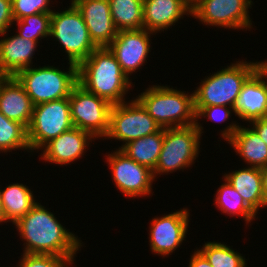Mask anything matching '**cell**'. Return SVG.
Listing matches in <instances>:
<instances>
[{
    "label": "cell",
    "instance_id": "cell-1",
    "mask_svg": "<svg viewBox=\"0 0 267 267\" xmlns=\"http://www.w3.org/2000/svg\"><path fill=\"white\" fill-rule=\"evenodd\" d=\"M48 208L37 202L32 209L15 224L21 241L23 253L51 254L64 258H76L81 251L82 240L63 227Z\"/></svg>",
    "mask_w": 267,
    "mask_h": 267
},
{
    "label": "cell",
    "instance_id": "cell-2",
    "mask_svg": "<svg viewBox=\"0 0 267 267\" xmlns=\"http://www.w3.org/2000/svg\"><path fill=\"white\" fill-rule=\"evenodd\" d=\"M78 84L112 105L125 102L133 82L108 47L95 49L78 66Z\"/></svg>",
    "mask_w": 267,
    "mask_h": 267
},
{
    "label": "cell",
    "instance_id": "cell-3",
    "mask_svg": "<svg viewBox=\"0 0 267 267\" xmlns=\"http://www.w3.org/2000/svg\"><path fill=\"white\" fill-rule=\"evenodd\" d=\"M176 88V89H175ZM168 85H151L136 99L161 128L184 127L196 124L194 93L177 90Z\"/></svg>",
    "mask_w": 267,
    "mask_h": 267
},
{
    "label": "cell",
    "instance_id": "cell-4",
    "mask_svg": "<svg viewBox=\"0 0 267 267\" xmlns=\"http://www.w3.org/2000/svg\"><path fill=\"white\" fill-rule=\"evenodd\" d=\"M257 68L258 61L241 60L206 76L193 92L195 112L213 105L234 108L242 85Z\"/></svg>",
    "mask_w": 267,
    "mask_h": 267
},
{
    "label": "cell",
    "instance_id": "cell-5",
    "mask_svg": "<svg viewBox=\"0 0 267 267\" xmlns=\"http://www.w3.org/2000/svg\"><path fill=\"white\" fill-rule=\"evenodd\" d=\"M68 70L59 67L35 65L20 70L15 77L22 84L34 106L70 96L78 84V67L67 63Z\"/></svg>",
    "mask_w": 267,
    "mask_h": 267
},
{
    "label": "cell",
    "instance_id": "cell-6",
    "mask_svg": "<svg viewBox=\"0 0 267 267\" xmlns=\"http://www.w3.org/2000/svg\"><path fill=\"white\" fill-rule=\"evenodd\" d=\"M203 130L200 121L190 126L164 128L162 149L153 170L154 178L191 167L199 157Z\"/></svg>",
    "mask_w": 267,
    "mask_h": 267
},
{
    "label": "cell",
    "instance_id": "cell-7",
    "mask_svg": "<svg viewBox=\"0 0 267 267\" xmlns=\"http://www.w3.org/2000/svg\"><path fill=\"white\" fill-rule=\"evenodd\" d=\"M50 37L61 44L68 61L77 66L98 48L90 37L81 13L72 3L63 11L53 10Z\"/></svg>",
    "mask_w": 267,
    "mask_h": 267
},
{
    "label": "cell",
    "instance_id": "cell-8",
    "mask_svg": "<svg viewBox=\"0 0 267 267\" xmlns=\"http://www.w3.org/2000/svg\"><path fill=\"white\" fill-rule=\"evenodd\" d=\"M73 127L69 97L34 106L27 128L31 152L38 153L48 142Z\"/></svg>",
    "mask_w": 267,
    "mask_h": 267
},
{
    "label": "cell",
    "instance_id": "cell-9",
    "mask_svg": "<svg viewBox=\"0 0 267 267\" xmlns=\"http://www.w3.org/2000/svg\"><path fill=\"white\" fill-rule=\"evenodd\" d=\"M161 126L147 113L143 105L133 97L128 102L112 105L109 129L105 139L122 141L121 149L128 142L158 132Z\"/></svg>",
    "mask_w": 267,
    "mask_h": 267
},
{
    "label": "cell",
    "instance_id": "cell-10",
    "mask_svg": "<svg viewBox=\"0 0 267 267\" xmlns=\"http://www.w3.org/2000/svg\"><path fill=\"white\" fill-rule=\"evenodd\" d=\"M73 126L89 132L95 139L106 136L112 104L77 84L69 96Z\"/></svg>",
    "mask_w": 267,
    "mask_h": 267
},
{
    "label": "cell",
    "instance_id": "cell-11",
    "mask_svg": "<svg viewBox=\"0 0 267 267\" xmlns=\"http://www.w3.org/2000/svg\"><path fill=\"white\" fill-rule=\"evenodd\" d=\"M253 4L252 0H198L192 7L191 17L207 27L250 31L253 22L249 9Z\"/></svg>",
    "mask_w": 267,
    "mask_h": 267
},
{
    "label": "cell",
    "instance_id": "cell-12",
    "mask_svg": "<svg viewBox=\"0 0 267 267\" xmlns=\"http://www.w3.org/2000/svg\"><path fill=\"white\" fill-rule=\"evenodd\" d=\"M112 152L106 155V164L111 170L114 186L124 194L125 198L134 199L153 195L152 185L156 181L153 171L138 164L120 149L116 148V151L112 150Z\"/></svg>",
    "mask_w": 267,
    "mask_h": 267
},
{
    "label": "cell",
    "instance_id": "cell-13",
    "mask_svg": "<svg viewBox=\"0 0 267 267\" xmlns=\"http://www.w3.org/2000/svg\"><path fill=\"white\" fill-rule=\"evenodd\" d=\"M190 210L183 208L152 218L149 226V245L154 255L168 257L185 241L190 222Z\"/></svg>",
    "mask_w": 267,
    "mask_h": 267
},
{
    "label": "cell",
    "instance_id": "cell-14",
    "mask_svg": "<svg viewBox=\"0 0 267 267\" xmlns=\"http://www.w3.org/2000/svg\"><path fill=\"white\" fill-rule=\"evenodd\" d=\"M153 34L156 35L146 29L119 31L108 46L129 79L147 62Z\"/></svg>",
    "mask_w": 267,
    "mask_h": 267
},
{
    "label": "cell",
    "instance_id": "cell-15",
    "mask_svg": "<svg viewBox=\"0 0 267 267\" xmlns=\"http://www.w3.org/2000/svg\"><path fill=\"white\" fill-rule=\"evenodd\" d=\"M93 140L96 139L89 132L73 127L48 142L41 149L40 158L51 164L71 165L74 161H79L80 158L84 157Z\"/></svg>",
    "mask_w": 267,
    "mask_h": 267
},
{
    "label": "cell",
    "instance_id": "cell-16",
    "mask_svg": "<svg viewBox=\"0 0 267 267\" xmlns=\"http://www.w3.org/2000/svg\"><path fill=\"white\" fill-rule=\"evenodd\" d=\"M221 130V137L239 155L248 167L267 166V145L252 127H245L232 121Z\"/></svg>",
    "mask_w": 267,
    "mask_h": 267
},
{
    "label": "cell",
    "instance_id": "cell-17",
    "mask_svg": "<svg viewBox=\"0 0 267 267\" xmlns=\"http://www.w3.org/2000/svg\"><path fill=\"white\" fill-rule=\"evenodd\" d=\"M81 13L90 37L98 48L108 47L118 31L114 25L108 0H71Z\"/></svg>",
    "mask_w": 267,
    "mask_h": 267
},
{
    "label": "cell",
    "instance_id": "cell-18",
    "mask_svg": "<svg viewBox=\"0 0 267 267\" xmlns=\"http://www.w3.org/2000/svg\"><path fill=\"white\" fill-rule=\"evenodd\" d=\"M234 115L243 121L267 117V77L257 68L242 85Z\"/></svg>",
    "mask_w": 267,
    "mask_h": 267
},
{
    "label": "cell",
    "instance_id": "cell-19",
    "mask_svg": "<svg viewBox=\"0 0 267 267\" xmlns=\"http://www.w3.org/2000/svg\"><path fill=\"white\" fill-rule=\"evenodd\" d=\"M191 10L183 0H143V29L155 34L164 32L184 15L190 17Z\"/></svg>",
    "mask_w": 267,
    "mask_h": 267
},
{
    "label": "cell",
    "instance_id": "cell-20",
    "mask_svg": "<svg viewBox=\"0 0 267 267\" xmlns=\"http://www.w3.org/2000/svg\"><path fill=\"white\" fill-rule=\"evenodd\" d=\"M7 32L0 36V73L15 76L20 70L33 66L32 59L37 50L38 41L15 35L6 37Z\"/></svg>",
    "mask_w": 267,
    "mask_h": 267
},
{
    "label": "cell",
    "instance_id": "cell-21",
    "mask_svg": "<svg viewBox=\"0 0 267 267\" xmlns=\"http://www.w3.org/2000/svg\"><path fill=\"white\" fill-rule=\"evenodd\" d=\"M34 109L31 98L15 76H7L0 85V112L28 128Z\"/></svg>",
    "mask_w": 267,
    "mask_h": 267
},
{
    "label": "cell",
    "instance_id": "cell-22",
    "mask_svg": "<svg viewBox=\"0 0 267 267\" xmlns=\"http://www.w3.org/2000/svg\"><path fill=\"white\" fill-rule=\"evenodd\" d=\"M222 177L257 215L260 208H265L260 168L246 166L225 173Z\"/></svg>",
    "mask_w": 267,
    "mask_h": 267
},
{
    "label": "cell",
    "instance_id": "cell-23",
    "mask_svg": "<svg viewBox=\"0 0 267 267\" xmlns=\"http://www.w3.org/2000/svg\"><path fill=\"white\" fill-rule=\"evenodd\" d=\"M0 196L7 222L15 224L38 202L31 188L22 183H12L0 189Z\"/></svg>",
    "mask_w": 267,
    "mask_h": 267
},
{
    "label": "cell",
    "instance_id": "cell-24",
    "mask_svg": "<svg viewBox=\"0 0 267 267\" xmlns=\"http://www.w3.org/2000/svg\"><path fill=\"white\" fill-rule=\"evenodd\" d=\"M164 140V128L158 132L132 140L120 150L138 164L155 169Z\"/></svg>",
    "mask_w": 267,
    "mask_h": 267
},
{
    "label": "cell",
    "instance_id": "cell-25",
    "mask_svg": "<svg viewBox=\"0 0 267 267\" xmlns=\"http://www.w3.org/2000/svg\"><path fill=\"white\" fill-rule=\"evenodd\" d=\"M224 183L220 185L215 193L216 196L215 206L222 213L229 215L230 217L239 216L245 220V224H249L256 219H258L257 214L244 202L242 197L238 192L225 180ZM233 215V216H232Z\"/></svg>",
    "mask_w": 267,
    "mask_h": 267
},
{
    "label": "cell",
    "instance_id": "cell-26",
    "mask_svg": "<svg viewBox=\"0 0 267 267\" xmlns=\"http://www.w3.org/2000/svg\"><path fill=\"white\" fill-rule=\"evenodd\" d=\"M117 31L143 29V0H108Z\"/></svg>",
    "mask_w": 267,
    "mask_h": 267
},
{
    "label": "cell",
    "instance_id": "cell-27",
    "mask_svg": "<svg viewBox=\"0 0 267 267\" xmlns=\"http://www.w3.org/2000/svg\"><path fill=\"white\" fill-rule=\"evenodd\" d=\"M233 246L225 242H206L201 249H197L212 267H246L245 256L235 251Z\"/></svg>",
    "mask_w": 267,
    "mask_h": 267
},
{
    "label": "cell",
    "instance_id": "cell-28",
    "mask_svg": "<svg viewBox=\"0 0 267 267\" xmlns=\"http://www.w3.org/2000/svg\"><path fill=\"white\" fill-rule=\"evenodd\" d=\"M28 151L31 154L27 137V128L17 122L6 118L0 112V154L12 150Z\"/></svg>",
    "mask_w": 267,
    "mask_h": 267
},
{
    "label": "cell",
    "instance_id": "cell-29",
    "mask_svg": "<svg viewBox=\"0 0 267 267\" xmlns=\"http://www.w3.org/2000/svg\"><path fill=\"white\" fill-rule=\"evenodd\" d=\"M52 13H38L35 15L26 16L20 20H14L18 26V33L20 37L30 40L38 41L41 39L50 38V19Z\"/></svg>",
    "mask_w": 267,
    "mask_h": 267
},
{
    "label": "cell",
    "instance_id": "cell-30",
    "mask_svg": "<svg viewBox=\"0 0 267 267\" xmlns=\"http://www.w3.org/2000/svg\"><path fill=\"white\" fill-rule=\"evenodd\" d=\"M75 258H64L51 254L22 253L17 267H71ZM15 267V266H14Z\"/></svg>",
    "mask_w": 267,
    "mask_h": 267
},
{
    "label": "cell",
    "instance_id": "cell-31",
    "mask_svg": "<svg viewBox=\"0 0 267 267\" xmlns=\"http://www.w3.org/2000/svg\"><path fill=\"white\" fill-rule=\"evenodd\" d=\"M52 0H11L12 15L14 20H20L26 16L38 13H52L50 6Z\"/></svg>",
    "mask_w": 267,
    "mask_h": 267
},
{
    "label": "cell",
    "instance_id": "cell-32",
    "mask_svg": "<svg viewBox=\"0 0 267 267\" xmlns=\"http://www.w3.org/2000/svg\"><path fill=\"white\" fill-rule=\"evenodd\" d=\"M232 112L234 113V108L228 106H204L196 113V122L205 118L213 122L223 123L229 120Z\"/></svg>",
    "mask_w": 267,
    "mask_h": 267
},
{
    "label": "cell",
    "instance_id": "cell-33",
    "mask_svg": "<svg viewBox=\"0 0 267 267\" xmlns=\"http://www.w3.org/2000/svg\"><path fill=\"white\" fill-rule=\"evenodd\" d=\"M13 23L11 0H0V35L8 32Z\"/></svg>",
    "mask_w": 267,
    "mask_h": 267
},
{
    "label": "cell",
    "instance_id": "cell-34",
    "mask_svg": "<svg viewBox=\"0 0 267 267\" xmlns=\"http://www.w3.org/2000/svg\"><path fill=\"white\" fill-rule=\"evenodd\" d=\"M248 126H251L267 145V117L250 121Z\"/></svg>",
    "mask_w": 267,
    "mask_h": 267
},
{
    "label": "cell",
    "instance_id": "cell-35",
    "mask_svg": "<svg viewBox=\"0 0 267 267\" xmlns=\"http://www.w3.org/2000/svg\"><path fill=\"white\" fill-rule=\"evenodd\" d=\"M190 256L188 267H212L198 250H195Z\"/></svg>",
    "mask_w": 267,
    "mask_h": 267
},
{
    "label": "cell",
    "instance_id": "cell-36",
    "mask_svg": "<svg viewBox=\"0 0 267 267\" xmlns=\"http://www.w3.org/2000/svg\"><path fill=\"white\" fill-rule=\"evenodd\" d=\"M262 178L263 197L265 202V208L267 207V166L260 168Z\"/></svg>",
    "mask_w": 267,
    "mask_h": 267
},
{
    "label": "cell",
    "instance_id": "cell-37",
    "mask_svg": "<svg viewBox=\"0 0 267 267\" xmlns=\"http://www.w3.org/2000/svg\"><path fill=\"white\" fill-rule=\"evenodd\" d=\"M258 68L265 74L267 77V60L259 61Z\"/></svg>",
    "mask_w": 267,
    "mask_h": 267
},
{
    "label": "cell",
    "instance_id": "cell-38",
    "mask_svg": "<svg viewBox=\"0 0 267 267\" xmlns=\"http://www.w3.org/2000/svg\"><path fill=\"white\" fill-rule=\"evenodd\" d=\"M8 223L7 220H6V216L4 214V211H3V207H2V202H1V196H0V225L2 223Z\"/></svg>",
    "mask_w": 267,
    "mask_h": 267
},
{
    "label": "cell",
    "instance_id": "cell-39",
    "mask_svg": "<svg viewBox=\"0 0 267 267\" xmlns=\"http://www.w3.org/2000/svg\"><path fill=\"white\" fill-rule=\"evenodd\" d=\"M191 8L197 3L198 0H183Z\"/></svg>",
    "mask_w": 267,
    "mask_h": 267
},
{
    "label": "cell",
    "instance_id": "cell-40",
    "mask_svg": "<svg viewBox=\"0 0 267 267\" xmlns=\"http://www.w3.org/2000/svg\"><path fill=\"white\" fill-rule=\"evenodd\" d=\"M6 77H7L6 75L0 73V85H1L2 81H3Z\"/></svg>",
    "mask_w": 267,
    "mask_h": 267
}]
</instances>
